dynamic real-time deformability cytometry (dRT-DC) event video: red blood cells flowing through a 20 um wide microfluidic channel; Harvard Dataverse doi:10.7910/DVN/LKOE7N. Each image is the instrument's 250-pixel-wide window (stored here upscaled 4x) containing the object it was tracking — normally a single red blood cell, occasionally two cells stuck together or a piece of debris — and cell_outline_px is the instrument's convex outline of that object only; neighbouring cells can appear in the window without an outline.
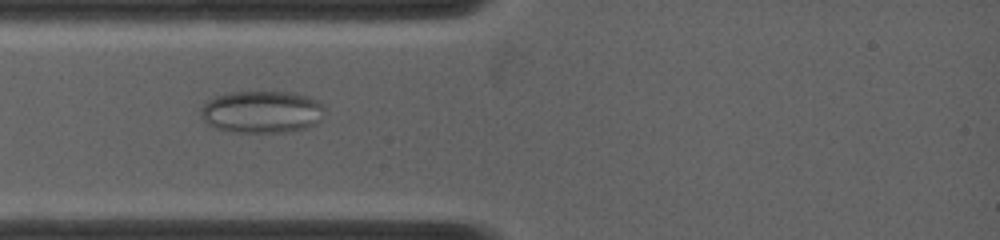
{"species": "common noctule bat (a hibernating species)", "species_latin": "Nyctalus noctula", "temperature_condition": "warm", "stored_images_in_passage": 1, "camera_frame_rate_fps": 5000, "um_per_image_px": 0.085, "animal": {"sex": "female", "body_mass_g": 19.0, "forearm_length_mm": 53.3}, "frame": {"image": 1, "passage_image": 1, "time_ms": 0.0, "image_size_px": [1000, 240], "cell_outline_px": [[324, 116], [316, 124], [308, 128], [292, 132], [228, 132], [212, 128], [200, 116], [200, 108], [208, 100], [232, 88], [288, 88], [308, 96], [324, 104]], "centroid_in_image_um": [22.26, 9.41], "position_along_channel_um": 62.7, "area_um2": 33.12}}